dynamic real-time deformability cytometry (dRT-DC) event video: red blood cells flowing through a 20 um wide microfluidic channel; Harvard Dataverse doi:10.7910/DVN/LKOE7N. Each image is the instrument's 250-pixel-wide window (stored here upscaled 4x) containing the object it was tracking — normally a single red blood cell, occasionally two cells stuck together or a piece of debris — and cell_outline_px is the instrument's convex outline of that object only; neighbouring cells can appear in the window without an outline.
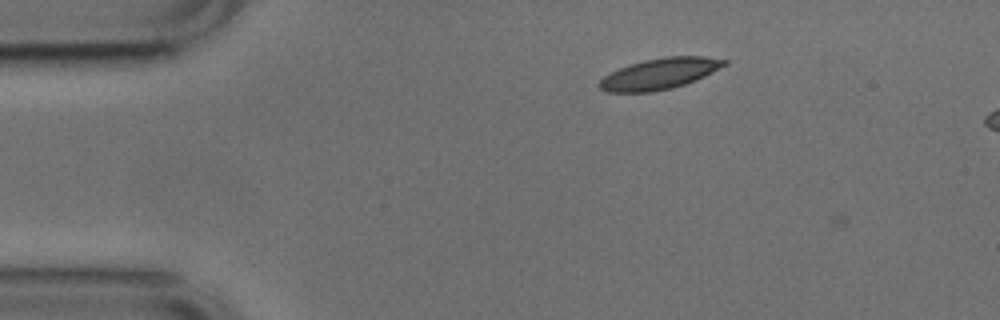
{"species": "common noctule bat (a hibernating species)", "species_latin": "Nyctalus noctula", "temperature_condition": "cold", "stored_images_in_passage": 4, "camera_frame_rate_fps": 3000, "um_per_image_px": 0.085, "animal": {"sex": "male", "body_mass_g": 17.9, "forearm_length_mm": 54.2}, "frame": {"image": 1, "passage_image": 3, "time_ms": 0.667, "image_size_px": [1000, 320], "cell_outline_px": [[728, 64], [696, 80], [672, 88], [652, 92], [608, 92], [600, 88], [596, 84], [604, 76], [628, 64], [644, 60], [664, 56], [704, 56], [728, 60]], "centroid_in_image_um": [56.07, 6.26], "position_along_channel_um": 28.9, "area_um2": 22.6}}